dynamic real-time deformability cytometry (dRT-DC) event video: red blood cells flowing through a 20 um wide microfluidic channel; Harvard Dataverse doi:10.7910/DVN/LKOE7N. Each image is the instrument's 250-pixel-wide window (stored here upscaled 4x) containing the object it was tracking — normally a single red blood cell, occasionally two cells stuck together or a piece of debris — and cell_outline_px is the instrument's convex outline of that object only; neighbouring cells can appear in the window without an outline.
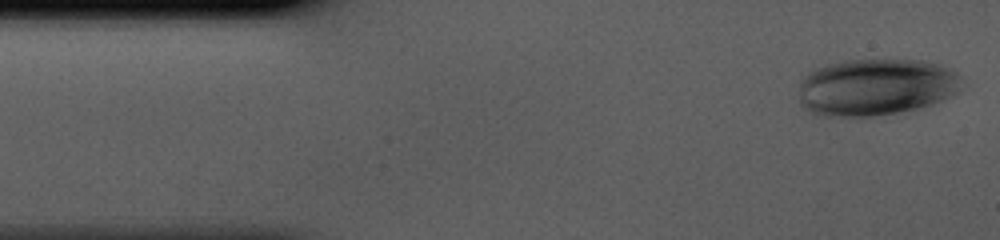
{"species": "human", "species_latin": "Homo sapiens", "temperature_condition": "cold", "stored_images_in_passage": 41, "camera_frame_rate_fps": 3000, "um_per_image_px": 0.085, "donor": {"sex": "male"}, "frame": {"image": 1, "passage_image": 1, "time_ms": 0.0, "image_size_px": [1000, 240], "cell_outline_px": [[956, 92], [944, 100], [932, 104], [916, 108], [896, 112], [872, 116], [816, 116], [808, 112], [800, 104], [800, 80], [808, 72], [816, 68], [828, 64], [844, 60], [924, 60], [940, 64], [952, 72], [956, 76]], "centroid_in_image_um": [74.34, 7.41], "position_along_channel_um": 10.7, "area_um2": 53.64}}
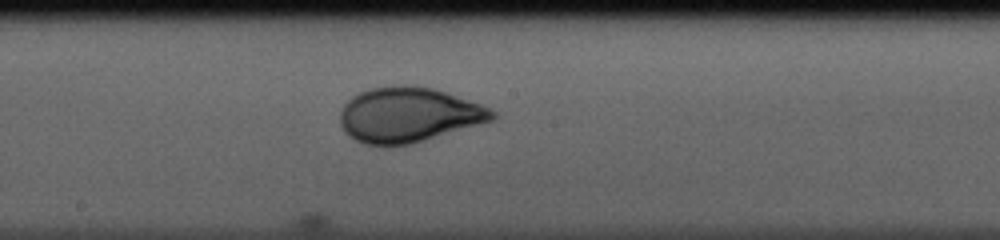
{"frame": {"image": 2, "passage_image": 21, "time_ms": 6.667, "image_size_px": [1000, 240], "cell_outline_px": [[496, 120], [412, 144], [388, 148], [384, 148], [364, 144], [348, 136], [344, 132], [340, 124], [340, 112], [344, 104], [352, 96], [368, 88], [396, 84], [412, 84], [432, 88], [480, 104], [496, 112]], "centroid_in_image_um": [34.69, 9.78], "position_along_channel_um": 213.5, "area_um2": 49.71}}
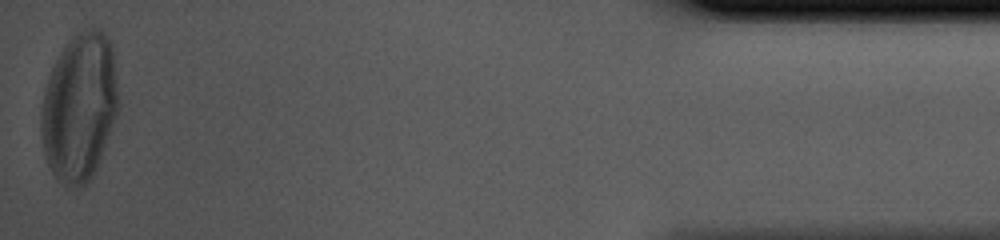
{"frame": {"image": 3, "passage_image": 41, "time_ms": 13.333, "image_size_px": [1000, 240], "cell_outline_px": [[120, 108], [100, 160], [88, 184], [84, 188], [72, 188], [56, 180], [48, 164], [44, 152], [40, 128], [40, 116], [44, 92], [52, 68], [60, 52], [72, 36], [76, 32], [84, 28], [100, 28], [108, 36], [112, 44], [120, 100]], "centroid_in_image_um": [6.78, 9.11], "position_along_channel_um": 428.4, "area_um2": 67.74}}